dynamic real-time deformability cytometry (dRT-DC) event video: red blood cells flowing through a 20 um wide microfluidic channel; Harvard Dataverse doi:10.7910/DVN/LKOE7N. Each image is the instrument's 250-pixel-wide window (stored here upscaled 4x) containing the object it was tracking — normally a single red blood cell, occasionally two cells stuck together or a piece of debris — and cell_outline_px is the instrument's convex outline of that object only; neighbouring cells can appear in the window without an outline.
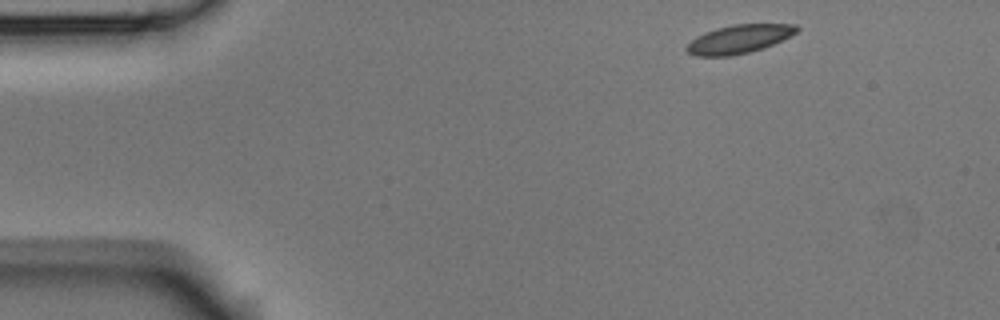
{"species": "Egyptian fruit bat (a non-hibernating species)", "species_latin": "Rousettus aegyptiacus", "temperature_condition": "room temperature", "stored_images_in_passage": 3, "camera_frame_rate_fps": 3000, "um_per_image_px": 0.085, "animal": {"sex": "male"}, "frame": {"image": 1, "passage_image": 1, "time_ms": 0.0, "image_size_px": [1000, 320], "cell_outline_px": [[800, 28], [796, 32], [772, 44], [748, 52], [732, 56], [696, 56], [688, 52], [684, 48], [696, 36], [704, 32], [716, 28], [732, 24], [796, 24]], "centroid_in_image_um": [62.77, 3.31], "position_along_channel_um": 22.2, "area_um2": 18.09}}